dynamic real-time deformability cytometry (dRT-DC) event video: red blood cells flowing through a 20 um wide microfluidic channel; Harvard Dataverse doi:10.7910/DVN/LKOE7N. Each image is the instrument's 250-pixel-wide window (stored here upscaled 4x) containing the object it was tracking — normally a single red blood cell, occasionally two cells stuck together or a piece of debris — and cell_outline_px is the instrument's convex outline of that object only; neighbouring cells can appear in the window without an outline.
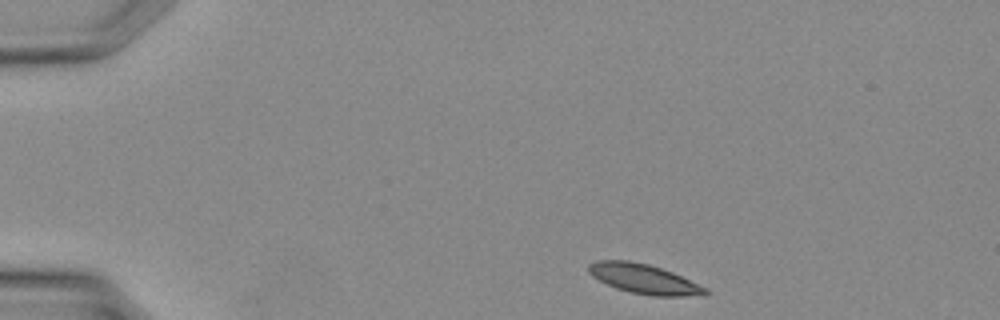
{"species": "Egyptian fruit bat (a non-hibernating species)", "species_latin": "Rousettus aegyptiacus", "temperature_condition": "warm", "stored_images_in_passage": 31, "camera_frame_rate_fps": 3000, "um_per_image_px": 0.085, "animal": {"sex": "female"}, "frame": {"image": 1, "passage_image": 1, "time_ms": 0.0, "image_size_px": [1000, 320], "cell_outline_px": [[708, 292], [704, 296], [652, 296], [632, 292], [616, 288], [592, 276], [588, 272], [588, 264], [596, 260], [628, 260], [648, 264], [672, 272], [708, 288]], "centroid_in_image_um": [54.75, 23.71], "position_along_channel_um": 30.2, "area_um2": 20.11}}
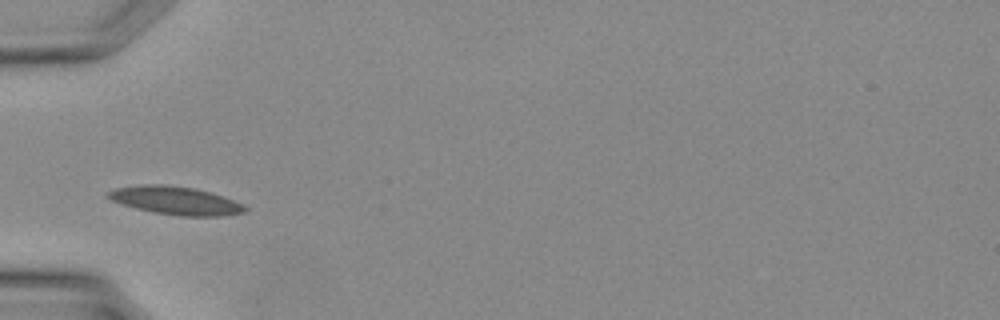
{"frame": {"image": 2, "passage_image": 7, "time_ms": 2.0, "image_size_px": [1000, 320], "cell_outline_px": [[248, 208], [244, 212], [224, 216], [180, 216], [152, 212], [136, 208], [108, 200], [104, 196], [108, 192], [116, 188], [144, 184], [164, 184], [192, 188], [212, 192], [224, 196], [244, 204]], "centroid_in_image_um": [14.92, 17.05], "position_along_channel_um": 70.1, "area_um2": 22.66}}
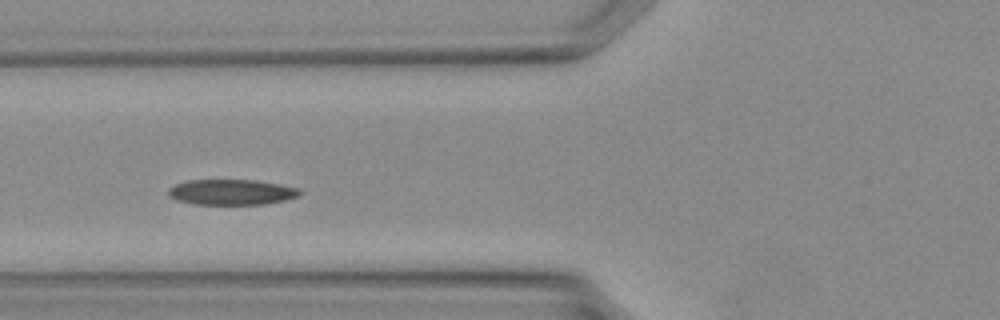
{"frame": {"image": 3, "passage_image": 9, "time_ms": 2.667, "image_size_px": [1000, 320], "cell_outline_px": [[300, 196], [284, 200], [264, 204], [192, 204], [176, 200], [168, 196], [168, 188], [176, 184], [188, 180], [256, 180], [280, 184], [300, 188]], "centroid_in_image_um": [19.67, 16.33], "position_along_channel_um": 106.1, "area_um2": 19.59}}